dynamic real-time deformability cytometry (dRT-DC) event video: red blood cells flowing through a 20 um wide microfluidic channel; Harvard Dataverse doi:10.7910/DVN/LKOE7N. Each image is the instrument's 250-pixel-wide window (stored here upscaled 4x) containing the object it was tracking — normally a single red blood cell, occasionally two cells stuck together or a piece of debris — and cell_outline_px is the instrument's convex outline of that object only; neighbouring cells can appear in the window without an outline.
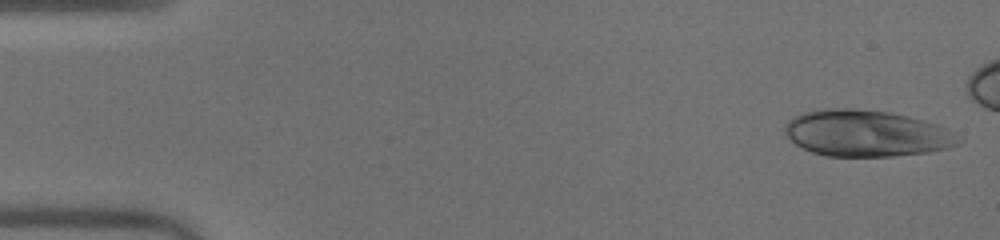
{"species": "human", "species_latin": "Homo sapiens", "temperature_condition": "warm", "stored_images_in_passage": 44, "camera_frame_rate_fps": 3000, "um_per_image_px": 0.085, "donor": {"sex": "male"}, "frame": {"image": 1, "passage_image": 1, "time_ms": 0.0, "image_size_px": [1000, 240], "cell_outline_px": [[964, 140], [948, 148], [928, 152], [892, 156], [828, 156], [812, 152], [796, 144], [784, 132], [784, 124], [788, 120], [804, 112], [824, 108], [856, 108], [888, 112], [908, 116], [924, 120], [936, 124], [944, 128]], "centroid_in_image_um": [73.62, 11.32], "position_along_channel_um": 11.4, "area_um2": 46.82}}
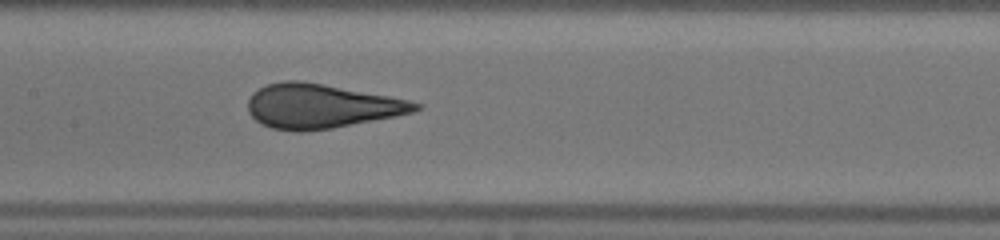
{"frame": {"image": 2, "passage_image": 23, "time_ms": 7.333, "image_size_px": [1000, 240], "cell_outline_px": [[424, 104], [420, 108], [412, 112], [332, 128], [300, 132], [272, 128], [260, 124], [248, 112], [248, 100], [252, 92], [268, 84], [284, 80], [300, 80], [324, 84], [388, 96], [408, 100]], "centroid_in_image_um": [27.24, 9.01], "position_along_channel_um": 180.2, "area_um2": 42.83}}
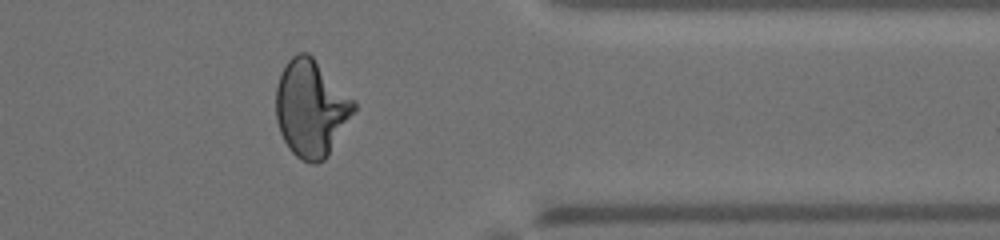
{"frame": {"image": 3, "passage_image": 39, "time_ms": 12.667, "image_size_px": [1000, 240], "cell_outline_px": [[356, 108], [328, 156], [324, 160], [316, 164], [312, 164], [300, 160], [288, 148], [280, 132], [276, 120], [276, 88], [280, 72], [288, 60], [292, 56], [300, 52], [308, 52], [356, 100]], "centroid_in_image_um": [26.44, 9.2], "position_along_channel_um": 385.0, "area_um2": 44.22}}